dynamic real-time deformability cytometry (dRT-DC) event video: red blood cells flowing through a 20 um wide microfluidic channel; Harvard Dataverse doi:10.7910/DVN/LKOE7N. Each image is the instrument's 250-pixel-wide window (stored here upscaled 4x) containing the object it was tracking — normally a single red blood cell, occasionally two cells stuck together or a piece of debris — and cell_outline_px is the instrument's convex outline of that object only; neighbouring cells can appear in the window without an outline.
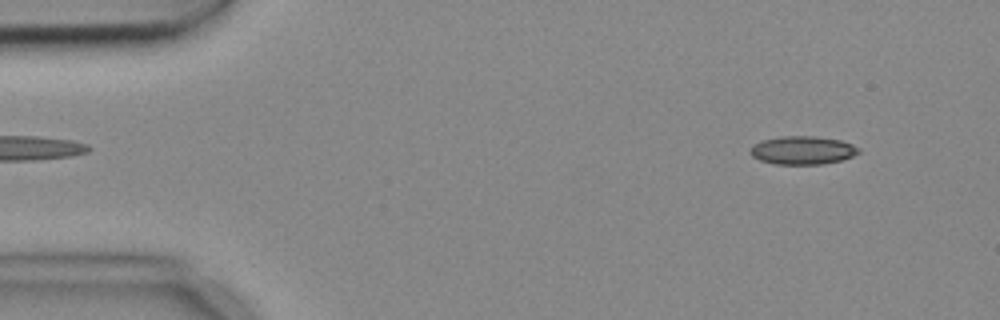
{"species": "common noctule bat (a hibernating species)", "species_latin": "Nyctalus noctula", "temperature_condition": "cold", "stored_images_in_passage": 4, "camera_frame_rate_fps": 3000, "um_per_image_px": 0.085, "animal": {"sex": "female", "body_mass_g": 18.4}, "frame": {"image": 1, "passage_image": 1, "time_ms": 0.0, "image_size_px": [1000, 320], "cell_outline_px": [[860, 152], [852, 156], [840, 160], [824, 164], [772, 164], [760, 160], [752, 156], [748, 152], [752, 144], [760, 140], [784, 136], [816, 136], [840, 140], [852, 144], [860, 148]], "centroid_in_image_um": [68.18, 12.77], "position_along_channel_um": 16.8, "area_um2": 18.03}}
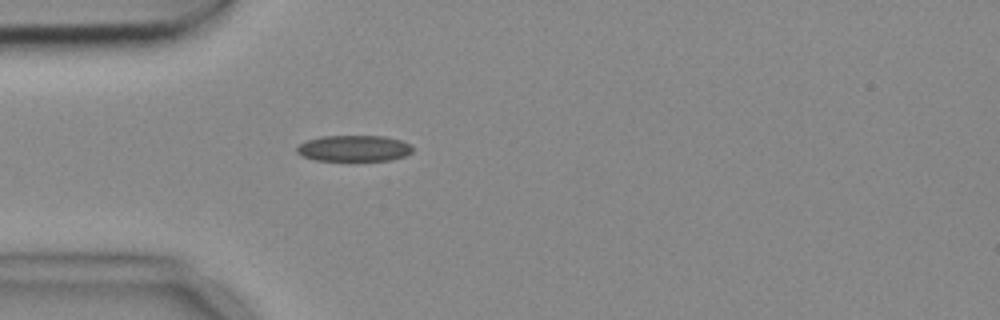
{"frame": {"image": 2, "passage_image": 4, "time_ms": 1.0, "image_size_px": [1000, 320], "cell_outline_px": [[412, 152], [404, 156], [392, 160], [316, 160], [304, 156], [296, 152], [296, 148], [304, 140], [320, 136], [384, 136], [400, 140], [412, 144]], "centroid_in_image_um": [30.08, 12.6], "position_along_channel_um": 54.9, "area_um2": 17.63}}